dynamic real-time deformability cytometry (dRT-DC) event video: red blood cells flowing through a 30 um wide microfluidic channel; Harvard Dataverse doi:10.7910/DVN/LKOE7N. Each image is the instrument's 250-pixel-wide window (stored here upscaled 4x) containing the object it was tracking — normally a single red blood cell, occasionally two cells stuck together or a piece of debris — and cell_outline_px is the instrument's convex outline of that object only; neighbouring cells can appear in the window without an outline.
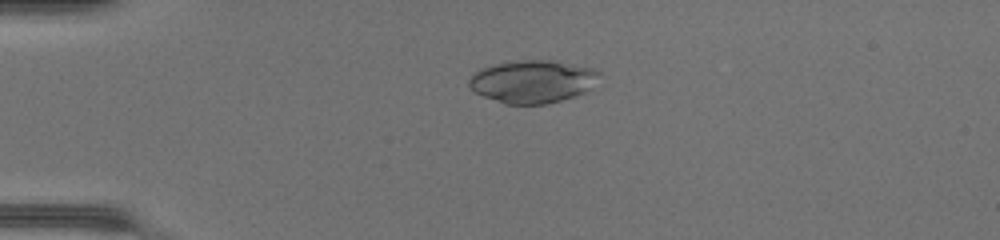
{"species": "common noctule bat (a hibernating species)", "species_latin": "Nyctalus noctula", "temperature_condition": "warm", "stored_images_in_passage": 49, "camera_frame_rate_fps": 3000, "um_per_image_px": 0.085, "animal": {"sex": "female", "body_mass_g": 17.0, "forearm_length_mm": 48.0}, "frame": {"image": 1, "passage_image": 13, "time_ms": 4.0, "image_size_px": [1000, 240], "cell_outline_px": [[600, 72], [588, 88], [584, 92], [560, 100], [544, 104], [504, 104], [484, 96], [476, 92], [468, 84], [468, 80], [480, 68], [492, 64], [508, 60], [560, 60], [592, 68]], "centroid_in_image_um": [45.22, 6.89], "position_along_channel_um": 39.8, "area_um2": 32.31}}
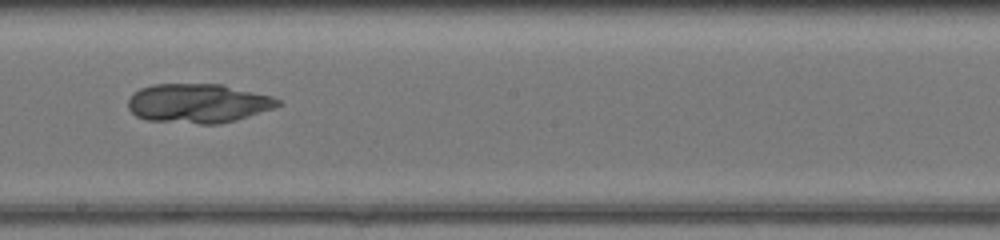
{"frame": {"image": 2, "passage_image": 29, "time_ms": 9.333, "image_size_px": [1000, 240], "cell_outline_px": [[284, 104], [236, 120], [220, 124], [200, 124], [148, 120], [136, 116], [128, 108], [128, 100], [132, 92], [140, 88], [152, 84], [224, 84], [272, 96], [280, 100]], "centroid_in_image_um": [16.83, 8.77], "position_along_channel_um": 231.4, "area_um2": 34.45}}
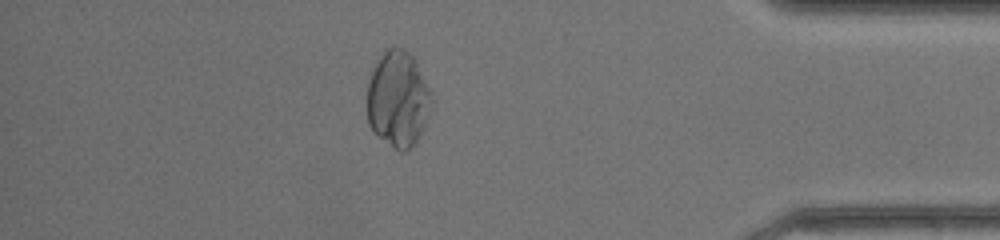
{"frame": {"image": 3, "passage_image": 43, "time_ms": 14.0, "image_size_px": [1000, 240], "cell_outline_px": [[432, 104], [424, 128], [416, 144], [404, 152], [400, 152], [380, 136], [368, 124], [368, 80], [380, 56], [392, 44], [404, 48], [416, 60], [428, 88], [432, 100]], "centroid_in_image_um": [33.85, 8.41], "position_along_channel_um": 401.4, "area_um2": 35.84}}